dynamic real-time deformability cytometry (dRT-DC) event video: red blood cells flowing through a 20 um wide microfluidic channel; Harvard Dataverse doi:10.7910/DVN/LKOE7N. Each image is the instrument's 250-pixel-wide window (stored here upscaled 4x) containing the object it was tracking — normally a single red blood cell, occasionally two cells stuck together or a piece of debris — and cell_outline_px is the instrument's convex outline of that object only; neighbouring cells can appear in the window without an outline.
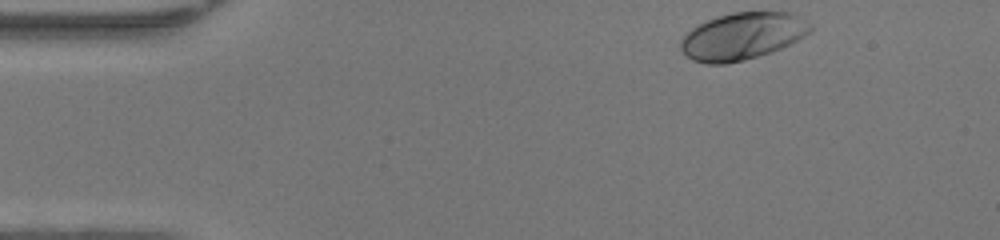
{"species": "human", "species_latin": "Homo sapiens", "temperature_condition": "warm", "stored_images_in_passage": 44, "camera_frame_rate_fps": 3000, "um_per_image_px": 0.085, "donor": {"sex": "female"}, "frame": {"image": 1, "passage_image": 1, "time_ms": 0.0, "image_size_px": [1000, 240], "cell_outline_px": [[812, 32], [772, 52], [744, 60], [724, 64], [704, 64], [692, 60], [680, 48], [680, 40], [692, 28], [716, 16], [732, 12], [792, 12], [800, 16], [812, 24]], "centroid_in_image_um": [63.12, 3.07], "position_along_channel_um": 21.9, "area_um2": 35.6}}
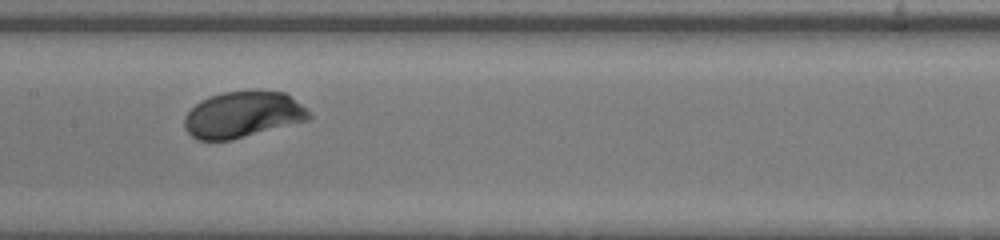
{"frame": {"image": 2, "passage_image": 19, "time_ms": 6.0, "image_size_px": [1000, 240], "cell_outline_px": [[312, 116], [308, 120], [232, 140], [196, 140], [184, 128], [184, 116], [200, 100], [208, 96], [224, 92], [256, 88], [284, 92], [300, 104]], "centroid_in_image_um": [20.61, 9.71], "position_along_channel_um": 186.8, "area_um2": 33.93}}
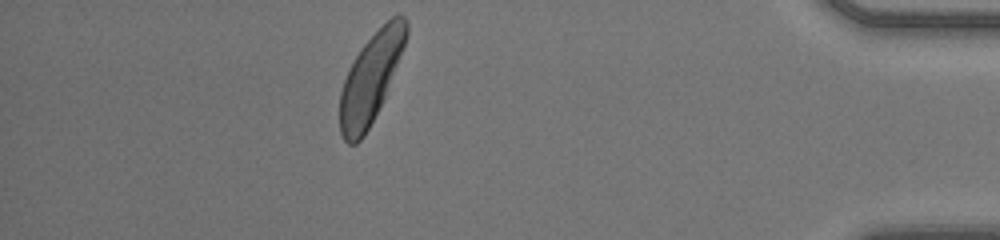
{"frame": {"image": 3, "passage_image": 38, "time_ms": 12.333, "image_size_px": [1000, 240], "cell_outline_px": [[408, 32], [404, 44], [384, 96], [364, 136], [356, 144], [348, 144], [344, 140], [340, 132], [340, 92], [348, 68], [360, 48], [396, 12], [400, 12], [404, 16], [408, 24]], "centroid_in_image_um": [31.48, 6.63], "position_along_channel_um": 403.7, "area_um2": 33.64}, "authors_computed_cell_mechanics": {"area_um2": 33.6974, "velocity_mm_per_s": 4.1991, "shape_relaxation_time_tau1_ms": 1.8416, "shape_relaxation_time_tau2_ms": null, "deformation_change_tau1": 0.1385, "deformation_change_tau2": null}}